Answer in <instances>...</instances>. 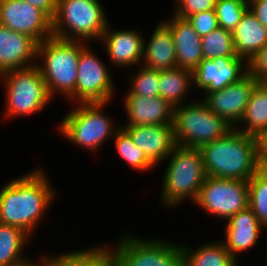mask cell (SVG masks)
Instances as JSON below:
<instances>
[{"label":"cell","instance_id":"6da1fadb","mask_svg":"<svg viewBox=\"0 0 267 266\" xmlns=\"http://www.w3.org/2000/svg\"><path fill=\"white\" fill-rule=\"evenodd\" d=\"M55 196L42 168L15 178L0 190V223L30 235Z\"/></svg>","mask_w":267,"mask_h":266},{"label":"cell","instance_id":"e0dca14e","mask_svg":"<svg viewBox=\"0 0 267 266\" xmlns=\"http://www.w3.org/2000/svg\"><path fill=\"white\" fill-rule=\"evenodd\" d=\"M124 109L128 124L133 125H173L174 107L160 96L149 98L126 94Z\"/></svg>","mask_w":267,"mask_h":266},{"label":"cell","instance_id":"7c38bea8","mask_svg":"<svg viewBox=\"0 0 267 266\" xmlns=\"http://www.w3.org/2000/svg\"><path fill=\"white\" fill-rule=\"evenodd\" d=\"M0 23L31 37L37 44L53 36L52 20L23 0H0Z\"/></svg>","mask_w":267,"mask_h":266},{"label":"cell","instance_id":"ab89813d","mask_svg":"<svg viewBox=\"0 0 267 266\" xmlns=\"http://www.w3.org/2000/svg\"><path fill=\"white\" fill-rule=\"evenodd\" d=\"M259 147H267V131L260 138V146Z\"/></svg>","mask_w":267,"mask_h":266},{"label":"cell","instance_id":"5b68a950","mask_svg":"<svg viewBox=\"0 0 267 266\" xmlns=\"http://www.w3.org/2000/svg\"><path fill=\"white\" fill-rule=\"evenodd\" d=\"M101 5L98 0H58L53 36L81 42L100 40L109 21Z\"/></svg>","mask_w":267,"mask_h":266},{"label":"cell","instance_id":"d6a6232c","mask_svg":"<svg viewBox=\"0 0 267 266\" xmlns=\"http://www.w3.org/2000/svg\"><path fill=\"white\" fill-rule=\"evenodd\" d=\"M200 37L219 27L215 10H206L186 18Z\"/></svg>","mask_w":267,"mask_h":266},{"label":"cell","instance_id":"2e32d148","mask_svg":"<svg viewBox=\"0 0 267 266\" xmlns=\"http://www.w3.org/2000/svg\"><path fill=\"white\" fill-rule=\"evenodd\" d=\"M122 127L155 166L161 163V160L164 161L177 146L173 125H122Z\"/></svg>","mask_w":267,"mask_h":266},{"label":"cell","instance_id":"ba28073f","mask_svg":"<svg viewBox=\"0 0 267 266\" xmlns=\"http://www.w3.org/2000/svg\"><path fill=\"white\" fill-rule=\"evenodd\" d=\"M6 91V117L29 116L44 109L50 100L40 69L33 67L5 72L0 75Z\"/></svg>","mask_w":267,"mask_h":266},{"label":"cell","instance_id":"836d02e7","mask_svg":"<svg viewBox=\"0 0 267 266\" xmlns=\"http://www.w3.org/2000/svg\"><path fill=\"white\" fill-rule=\"evenodd\" d=\"M216 0H181L173 11L177 17L186 19L188 16L214 10Z\"/></svg>","mask_w":267,"mask_h":266},{"label":"cell","instance_id":"83f0119b","mask_svg":"<svg viewBox=\"0 0 267 266\" xmlns=\"http://www.w3.org/2000/svg\"><path fill=\"white\" fill-rule=\"evenodd\" d=\"M116 151L132 169L139 171H148L155 165L147 158L143 151L134 144L130 134L120 126L113 136Z\"/></svg>","mask_w":267,"mask_h":266},{"label":"cell","instance_id":"4dcf8cb0","mask_svg":"<svg viewBox=\"0 0 267 266\" xmlns=\"http://www.w3.org/2000/svg\"><path fill=\"white\" fill-rule=\"evenodd\" d=\"M248 9V0H216L215 13L219 27L233 32Z\"/></svg>","mask_w":267,"mask_h":266},{"label":"cell","instance_id":"9c48e42d","mask_svg":"<svg viewBox=\"0 0 267 266\" xmlns=\"http://www.w3.org/2000/svg\"><path fill=\"white\" fill-rule=\"evenodd\" d=\"M111 250L117 266H184L181 245L162 239L125 235Z\"/></svg>","mask_w":267,"mask_h":266},{"label":"cell","instance_id":"e575fe53","mask_svg":"<svg viewBox=\"0 0 267 266\" xmlns=\"http://www.w3.org/2000/svg\"><path fill=\"white\" fill-rule=\"evenodd\" d=\"M247 67L258 82H267V44L248 61Z\"/></svg>","mask_w":267,"mask_h":266},{"label":"cell","instance_id":"277c9868","mask_svg":"<svg viewBox=\"0 0 267 266\" xmlns=\"http://www.w3.org/2000/svg\"><path fill=\"white\" fill-rule=\"evenodd\" d=\"M166 159L170 161L162 182L163 205L177 206L189 197L195 202L207 177L200 149L177 145Z\"/></svg>","mask_w":267,"mask_h":266},{"label":"cell","instance_id":"4fadbf2b","mask_svg":"<svg viewBox=\"0 0 267 266\" xmlns=\"http://www.w3.org/2000/svg\"><path fill=\"white\" fill-rule=\"evenodd\" d=\"M258 81L248 72L239 81L222 90L204 93L208 109L224 118L234 128L244 116L250 96Z\"/></svg>","mask_w":267,"mask_h":266},{"label":"cell","instance_id":"ac0fdd59","mask_svg":"<svg viewBox=\"0 0 267 266\" xmlns=\"http://www.w3.org/2000/svg\"><path fill=\"white\" fill-rule=\"evenodd\" d=\"M107 24L100 41L105 46L109 61L123 68L139 65L142 61L144 39L136 30H111ZM139 32V33H138Z\"/></svg>","mask_w":267,"mask_h":266},{"label":"cell","instance_id":"74e56055","mask_svg":"<svg viewBox=\"0 0 267 266\" xmlns=\"http://www.w3.org/2000/svg\"><path fill=\"white\" fill-rule=\"evenodd\" d=\"M259 170L267 175V147H259Z\"/></svg>","mask_w":267,"mask_h":266},{"label":"cell","instance_id":"44dd1931","mask_svg":"<svg viewBox=\"0 0 267 266\" xmlns=\"http://www.w3.org/2000/svg\"><path fill=\"white\" fill-rule=\"evenodd\" d=\"M146 43L144 40L142 66L159 71L177 67L173 36L164 21L156 27L147 45Z\"/></svg>","mask_w":267,"mask_h":266},{"label":"cell","instance_id":"9a60e30c","mask_svg":"<svg viewBox=\"0 0 267 266\" xmlns=\"http://www.w3.org/2000/svg\"><path fill=\"white\" fill-rule=\"evenodd\" d=\"M36 57L37 43L31 37L12 31L0 23V75L33 67L37 63Z\"/></svg>","mask_w":267,"mask_h":266},{"label":"cell","instance_id":"603a6c76","mask_svg":"<svg viewBox=\"0 0 267 266\" xmlns=\"http://www.w3.org/2000/svg\"><path fill=\"white\" fill-rule=\"evenodd\" d=\"M238 125L243 127L236 126V130L258 138L267 131V82H258L255 85Z\"/></svg>","mask_w":267,"mask_h":266},{"label":"cell","instance_id":"cb8c5ba5","mask_svg":"<svg viewBox=\"0 0 267 266\" xmlns=\"http://www.w3.org/2000/svg\"><path fill=\"white\" fill-rule=\"evenodd\" d=\"M46 266H117L110 246L46 256Z\"/></svg>","mask_w":267,"mask_h":266},{"label":"cell","instance_id":"8d00e7d4","mask_svg":"<svg viewBox=\"0 0 267 266\" xmlns=\"http://www.w3.org/2000/svg\"><path fill=\"white\" fill-rule=\"evenodd\" d=\"M43 11L51 20L57 11L58 0H23Z\"/></svg>","mask_w":267,"mask_h":266},{"label":"cell","instance_id":"8fae6325","mask_svg":"<svg viewBox=\"0 0 267 266\" xmlns=\"http://www.w3.org/2000/svg\"><path fill=\"white\" fill-rule=\"evenodd\" d=\"M85 45V46H84ZM81 42L78 76L75 86V102L108 103L114 95V86L108 66L94 54L91 47ZM90 48V49H89Z\"/></svg>","mask_w":267,"mask_h":266},{"label":"cell","instance_id":"f1b7e54d","mask_svg":"<svg viewBox=\"0 0 267 266\" xmlns=\"http://www.w3.org/2000/svg\"><path fill=\"white\" fill-rule=\"evenodd\" d=\"M203 59L217 57H240L236 54L233 44V33L218 27L201 37Z\"/></svg>","mask_w":267,"mask_h":266},{"label":"cell","instance_id":"f546056e","mask_svg":"<svg viewBox=\"0 0 267 266\" xmlns=\"http://www.w3.org/2000/svg\"><path fill=\"white\" fill-rule=\"evenodd\" d=\"M248 206L258 221L267 228V175L258 170L248 180Z\"/></svg>","mask_w":267,"mask_h":266},{"label":"cell","instance_id":"d590c367","mask_svg":"<svg viewBox=\"0 0 267 266\" xmlns=\"http://www.w3.org/2000/svg\"><path fill=\"white\" fill-rule=\"evenodd\" d=\"M248 9L267 28V0H248Z\"/></svg>","mask_w":267,"mask_h":266},{"label":"cell","instance_id":"ffe728a7","mask_svg":"<svg viewBox=\"0 0 267 266\" xmlns=\"http://www.w3.org/2000/svg\"><path fill=\"white\" fill-rule=\"evenodd\" d=\"M164 22L170 27L175 45L177 67L193 71L203 60L201 37L187 19L175 14Z\"/></svg>","mask_w":267,"mask_h":266},{"label":"cell","instance_id":"5bb4252c","mask_svg":"<svg viewBox=\"0 0 267 266\" xmlns=\"http://www.w3.org/2000/svg\"><path fill=\"white\" fill-rule=\"evenodd\" d=\"M246 66L248 61L243 57L203 59L193 70V84L205 93L222 90L244 77Z\"/></svg>","mask_w":267,"mask_h":266},{"label":"cell","instance_id":"3957f363","mask_svg":"<svg viewBox=\"0 0 267 266\" xmlns=\"http://www.w3.org/2000/svg\"><path fill=\"white\" fill-rule=\"evenodd\" d=\"M80 53L81 41L51 36L37 44L36 58H42L43 62H37L36 66L40 69L52 100L58 91L75 103Z\"/></svg>","mask_w":267,"mask_h":266},{"label":"cell","instance_id":"7a4b0ae2","mask_svg":"<svg viewBox=\"0 0 267 266\" xmlns=\"http://www.w3.org/2000/svg\"><path fill=\"white\" fill-rule=\"evenodd\" d=\"M260 138L232 129L226 136L201 146L206 176L250 180L259 170Z\"/></svg>","mask_w":267,"mask_h":266},{"label":"cell","instance_id":"30bf717a","mask_svg":"<svg viewBox=\"0 0 267 266\" xmlns=\"http://www.w3.org/2000/svg\"><path fill=\"white\" fill-rule=\"evenodd\" d=\"M248 181L207 176L194 202L210 215L228 220L248 207Z\"/></svg>","mask_w":267,"mask_h":266},{"label":"cell","instance_id":"52a82bcc","mask_svg":"<svg viewBox=\"0 0 267 266\" xmlns=\"http://www.w3.org/2000/svg\"><path fill=\"white\" fill-rule=\"evenodd\" d=\"M106 104L103 102L77 104V107L75 106L60 122L58 126L60 134L72 143L96 152L102 143L112 138L120 128L113 124L108 115H104L103 108Z\"/></svg>","mask_w":267,"mask_h":266},{"label":"cell","instance_id":"1f68e13d","mask_svg":"<svg viewBox=\"0 0 267 266\" xmlns=\"http://www.w3.org/2000/svg\"><path fill=\"white\" fill-rule=\"evenodd\" d=\"M160 71L149 69L144 66L132 76L129 88L130 95H141L149 98L159 96Z\"/></svg>","mask_w":267,"mask_h":266},{"label":"cell","instance_id":"7402d4cb","mask_svg":"<svg viewBox=\"0 0 267 266\" xmlns=\"http://www.w3.org/2000/svg\"><path fill=\"white\" fill-rule=\"evenodd\" d=\"M233 33V44L238 56L249 61L267 44V28L249 9L242 15Z\"/></svg>","mask_w":267,"mask_h":266},{"label":"cell","instance_id":"d4e9b609","mask_svg":"<svg viewBox=\"0 0 267 266\" xmlns=\"http://www.w3.org/2000/svg\"><path fill=\"white\" fill-rule=\"evenodd\" d=\"M184 266H238V260L225 248L222 241L205 243L196 249L181 245Z\"/></svg>","mask_w":267,"mask_h":266},{"label":"cell","instance_id":"f35d334b","mask_svg":"<svg viewBox=\"0 0 267 266\" xmlns=\"http://www.w3.org/2000/svg\"><path fill=\"white\" fill-rule=\"evenodd\" d=\"M34 261L32 260V262L31 261H29V262H26L25 264H23V265H20V266H46V258L44 257H42L41 258V260H39L38 262H39V265H38V263H33Z\"/></svg>","mask_w":267,"mask_h":266},{"label":"cell","instance_id":"484cf974","mask_svg":"<svg viewBox=\"0 0 267 266\" xmlns=\"http://www.w3.org/2000/svg\"><path fill=\"white\" fill-rule=\"evenodd\" d=\"M193 85V71L174 67L160 71L159 96L173 107L182 105L184 95Z\"/></svg>","mask_w":267,"mask_h":266},{"label":"cell","instance_id":"8992f818","mask_svg":"<svg viewBox=\"0 0 267 266\" xmlns=\"http://www.w3.org/2000/svg\"><path fill=\"white\" fill-rule=\"evenodd\" d=\"M173 128L176 144L190 148H200L234 129L202 100L174 107Z\"/></svg>","mask_w":267,"mask_h":266},{"label":"cell","instance_id":"d6986e66","mask_svg":"<svg viewBox=\"0 0 267 266\" xmlns=\"http://www.w3.org/2000/svg\"><path fill=\"white\" fill-rule=\"evenodd\" d=\"M225 226V248L237 260L240 252L255 246L264 226L258 221L252 209L247 208L230 217Z\"/></svg>","mask_w":267,"mask_h":266},{"label":"cell","instance_id":"4316f807","mask_svg":"<svg viewBox=\"0 0 267 266\" xmlns=\"http://www.w3.org/2000/svg\"><path fill=\"white\" fill-rule=\"evenodd\" d=\"M29 239L30 235L22 229L0 223V266H20L29 262L22 256Z\"/></svg>","mask_w":267,"mask_h":266}]
</instances>
